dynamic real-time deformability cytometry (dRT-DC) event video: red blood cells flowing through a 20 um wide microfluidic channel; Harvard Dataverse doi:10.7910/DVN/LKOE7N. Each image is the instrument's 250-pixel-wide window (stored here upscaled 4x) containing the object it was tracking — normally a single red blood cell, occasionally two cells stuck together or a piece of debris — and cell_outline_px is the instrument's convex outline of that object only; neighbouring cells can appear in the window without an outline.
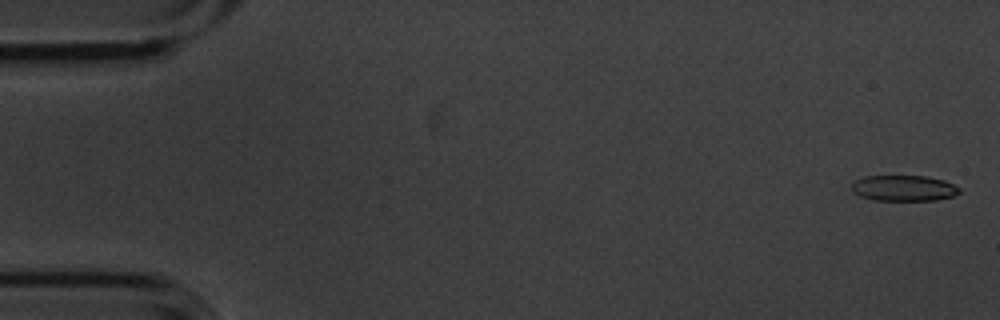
{"species": "common noctule bat (a hibernating species)", "species_latin": "Nyctalus noctula", "temperature_condition": "cold", "stored_images_in_passage": 4, "camera_frame_rate_fps": 3000, "um_per_image_px": 0.085, "animal": {"sex": "male", "body_mass_g": 20.1, "forearm_length_mm": 53.5}, "frame": {"image": 1, "passage_image": 1, "time_ms": 0.0, "image_size_px": [1000, 320], "cell_outline_px": [[960, 192], [952, 196], [936, 200], [872, 200], [860, 196], [852, 192], [852, 180], [864, 176], [924, 176], [944, 180], [960, 188]], "centroid_in_image_um": [76.77, 15.99], "position_along_channel_um": 8.2, "area_um2": 16.24}}